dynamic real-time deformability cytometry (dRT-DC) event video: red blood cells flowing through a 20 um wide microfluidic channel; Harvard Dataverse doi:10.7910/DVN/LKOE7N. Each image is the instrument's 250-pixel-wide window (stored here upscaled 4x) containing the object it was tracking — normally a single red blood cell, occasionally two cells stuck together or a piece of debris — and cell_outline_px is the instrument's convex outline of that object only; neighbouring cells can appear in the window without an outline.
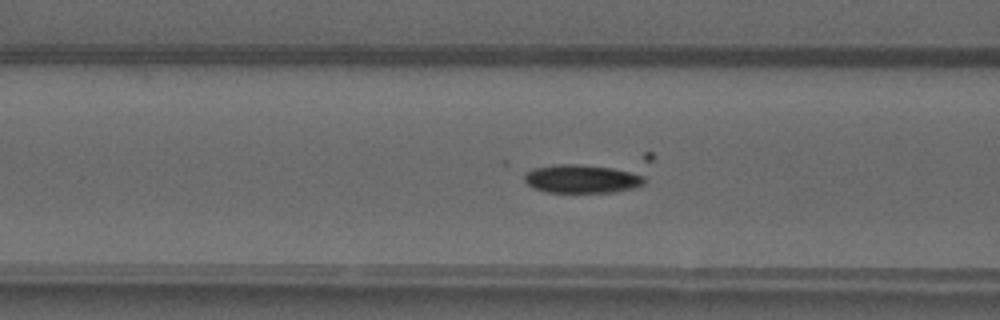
{"species": "common noctule bat (a hibernating species)", "species_latin": "Nyctalus noctula", "temperature_condition": "warm", "stored_images_in_passage": 51, "camera_frame_rate_fps": 3000, "um_per_image_px": 0.085, "animal": {"sex": "male", "forearm_length_mm": 52.5}, "frame": {"image": 1, "passage_image": 20, "time_ms": 6.333, "image_size_px": [1000, 320], "cell_outline_px": [[652, 160], [644, 184], [636, 188], [612, 192], [544, 192], [532, 188], [524, 180], [524, 176], [528, 172], [536, 168], [556, 164], [644, 152], [652, 152]], "centroid_in_image_um": [50.39, 14.84], "position_along_channel_um": 116.2, "area_um2": 26.99}}
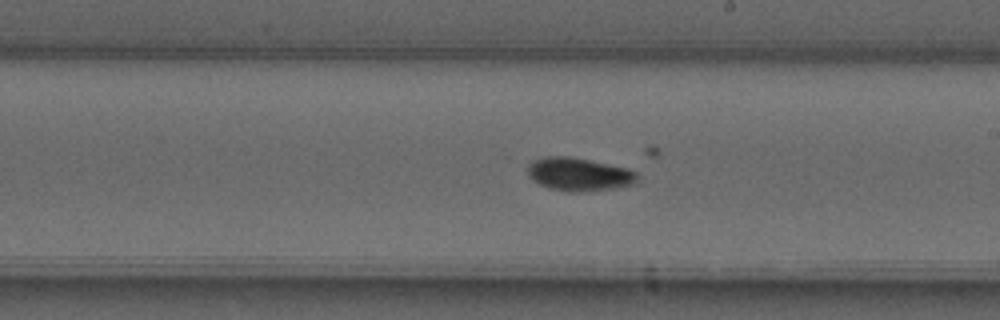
{"frame": {"image": 2, "passage_image": 29, "time_ms": 9.333, "image_size_px": [1000, 320], "cell_outline_px": [[640, 180], [636, 184], [616, 188], [584, 192], [568, 192], [548, 188], [532, 180], [528, 176], [528, 164], [532, 160], [544, 156], [572, 156], [628, 168], [636, 172]], "centroid_in_image_um": [49.23, 14.82], "position_along_channel_um": 239.8, "area_um2": 21.73}}
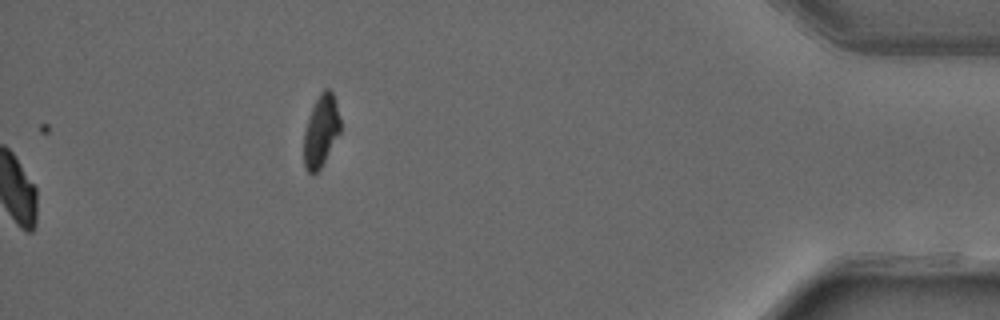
{"frame": {"image": 3, "passage_image": 51, "time_ms": 16.667, "image_size_px": [1000, 320], "cell_outline_px": [[340, 132], [320, 168], [316, 172], [308, 172], [304, 168], [304, 132], [308, 116], [320, 92], [324, 88], [328, 88], [332, 92], [336, 104], [340, 120]], "centroid_in_image_um": [27.27, 11.11], "position_along_channel_um": 407.9, "area_um2": 15.03}}